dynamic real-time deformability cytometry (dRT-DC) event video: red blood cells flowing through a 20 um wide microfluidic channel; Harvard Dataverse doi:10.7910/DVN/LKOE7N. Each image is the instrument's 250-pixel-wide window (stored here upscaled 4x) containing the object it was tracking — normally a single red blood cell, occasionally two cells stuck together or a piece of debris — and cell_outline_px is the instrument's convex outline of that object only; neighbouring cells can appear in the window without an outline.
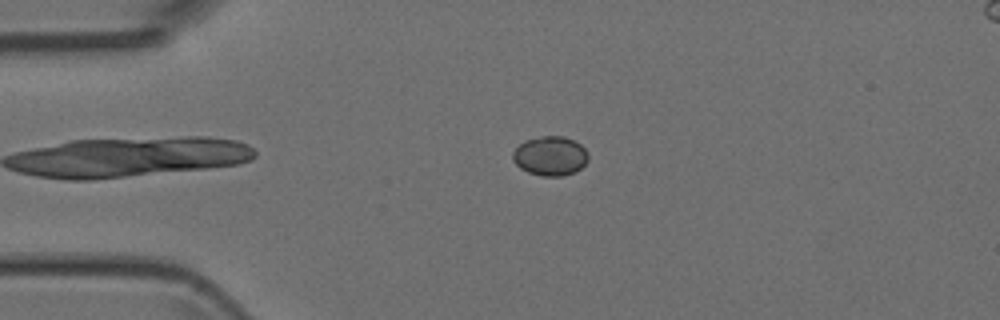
{"species": "Egyptian fruit bat (a non-hibernating species)", "species_latin": "Rousettus aegyptiacus", "temperature_condition": "room temperature", "stored_images_in_passage": 38, "camera_frame_rate_fps": 3000, "um_per_image_px": 0.085, "animal": {"sex": "female"}, "frame": {"image": 1, "passage_image": 1, "time_ms": 0.0, "image_size_px": [1000, 320], "cell_outline_px": [[588, 160], [576, 172], [560, 176], [540, 176], [528, 172], [520, 168], [512, 160], [512, 152], [524, 140], [540, 136], [564, 136], [580, 144], [588, 152]], "centroid_in_image_um": [46.75, 13.25], "position_along_channel_um": 38.2, "area_um2": 17.4}}
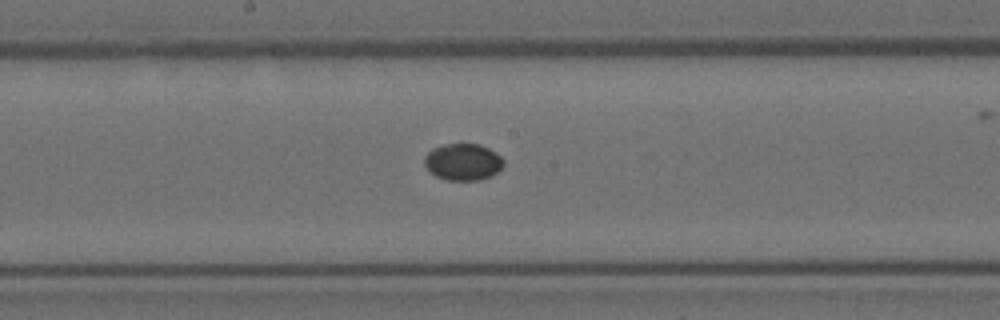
{"frame": {"image": 2, "passage_image": 15, "time_ms": 4.667, "image_size_px": [1000, 320], "cell_outline_px": [[504, 164], [492, 176], [480, 180], [448, 180], [436, 176], [424, 164], [424, 156], [432, 148], [440, 144], [480, 144], [496, 152], [504, 160]], "centroid_in_image_um": [39.35, 13.75], "position_along_channel_um": 208.8, "area_um2": 16.99}}
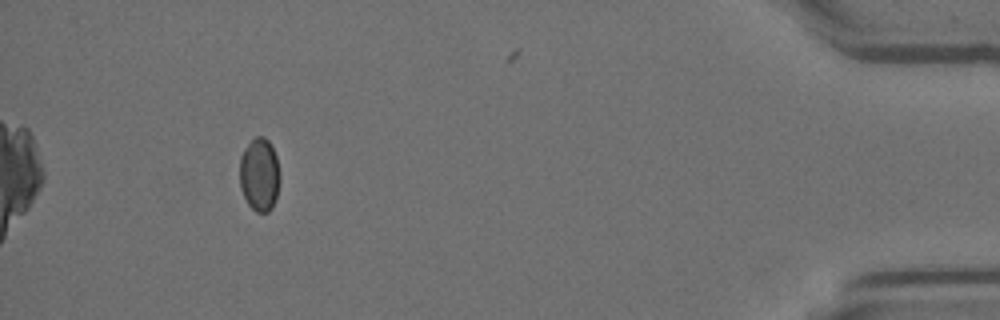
{"frame": {"image": 3, "passage_image": 34, "time_ms": 11.0, "image_size_px": [1000, 320], "cell_outline_px": [[280, 180], [276, 200], [272, 208], [268, 212], [256, 212], [248, 204], [240, 188], [240, 156], [244, 148], [256, 136], [264, 136], [268, 140], [276, 156], [280, 176]], "centroid_in_image_um": [22.06, 14.85], "position_along_channel_um": 413.1, "area_um2": 17.28}}